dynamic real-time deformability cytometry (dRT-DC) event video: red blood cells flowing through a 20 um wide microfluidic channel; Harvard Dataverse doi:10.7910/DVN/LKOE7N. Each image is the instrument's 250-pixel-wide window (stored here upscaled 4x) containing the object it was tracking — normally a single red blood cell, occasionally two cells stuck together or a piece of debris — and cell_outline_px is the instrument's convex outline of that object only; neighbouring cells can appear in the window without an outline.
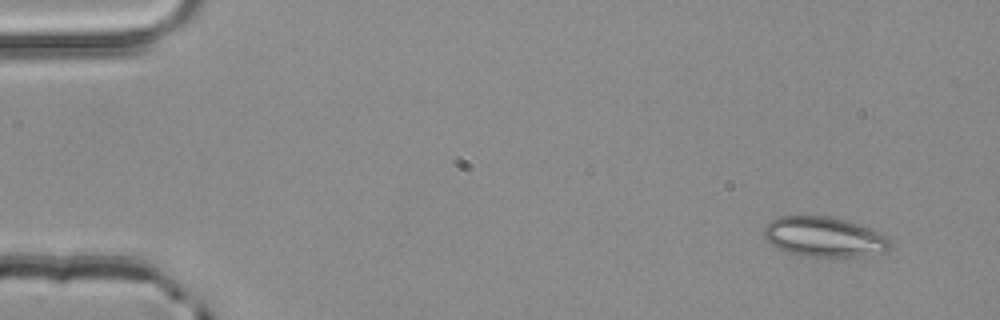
{"species": "common noctule bat (a hibernating species)", "species_latin": "Nyctalus noctula", "temperature_condition": "room temperature", "stored_images_in_passage": 2, "camera_frame_rate_fps": 3000, "um_per_image_px": 0.085, "animal": {"sex": "male", "body_mass_g": 20.4}, "frame": {"image": 1, "passage_image": 1, "time_ms": 0.0, "image_size_px": [1000, 320], "cell_outline_px": [[892, 244], [884, 252], [864, 256], [832, 260], [800, 256], [776, 248], [764, 236], [764, 228], [772, 220], [780, 216], [828, 216], [844, 220], [872, 228], [884, 232], [888, 236]], "centroid_in_image_um": [70.12, 20.19], "position_along_channel_um": 14.9, "area_um2": 30.4}}